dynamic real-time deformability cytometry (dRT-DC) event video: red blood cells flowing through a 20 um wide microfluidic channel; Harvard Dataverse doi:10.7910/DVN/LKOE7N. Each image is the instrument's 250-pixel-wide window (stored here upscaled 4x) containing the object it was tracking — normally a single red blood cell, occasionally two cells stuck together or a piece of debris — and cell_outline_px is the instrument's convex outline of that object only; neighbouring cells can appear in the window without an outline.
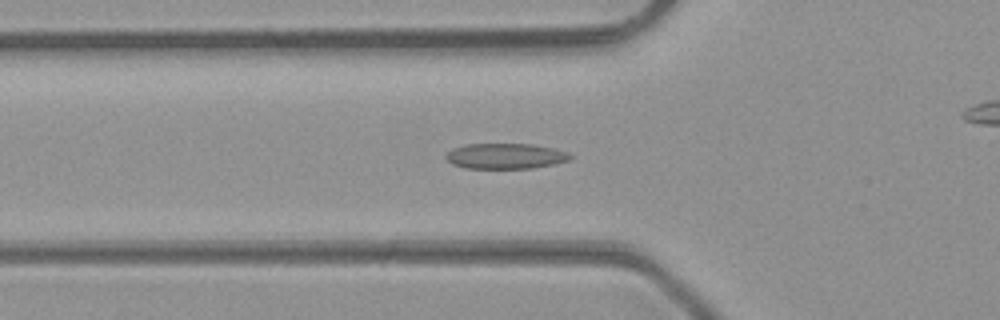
{"species": "common noctule bat (a hibernating species)", "species_latin": "Nyctalus noctula", "temperature_condition": "room temperature", "stored_images_in_passage": 48, "camera_frame_rate_fps": 3000, "um_per_image_px": 0.085, "animal": {"sex": "male", "body_mass_g": 23.1, "forearm_length_mm": 52.7}, "frame": {"image": 1, "passage_image": 17, "time_ms": 5.333, "image_size_px": [1000, 320], "cell_outline_px": [[572, 156], [568, 160], [556, 164], [532, 168], [464, 168], [452, 164], [444, 156], [452, 148], [464, 144], [532, 144], [552, 148], [568, 152]], "centroid_in_image_um": [42.94, 13.26], "position_along_channel_um": 82.9, "area_um2": 18.5}}
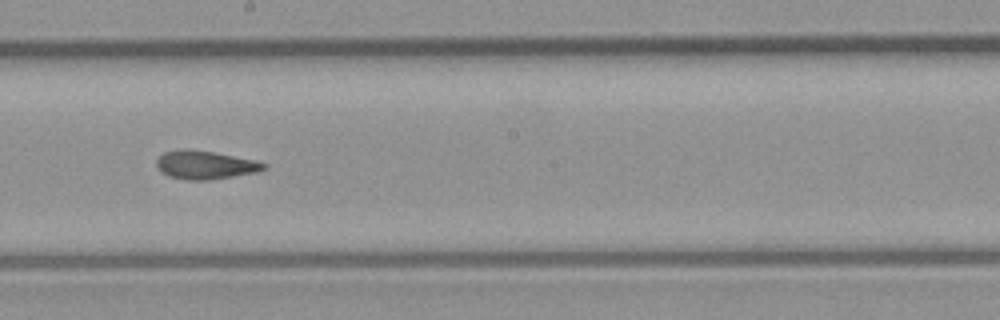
{"frame": {"image": 2, "passage_image": 27, "time_ms": 8.667, "image_size_px": [1000, 320], "cell_outline_px": [[268, 168], [256, 172], [208, 180], [184, 180], [168, 176], [160, 172], [156, 164], [156, 160], [164, 152], [188, 148], [216, 152], [256, 160], [268, 164]], "centroid_in_image_um": [17.44, 14.01], "position_along_channel_um": 230.8, "area_um2": 17.98}}
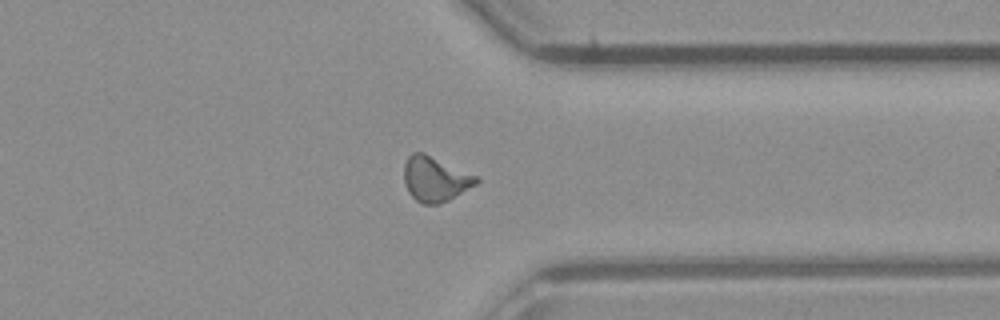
{"frame": {"image": 3, "passage_image": 37, "time_ms": 12.0, "image_size_px": [1000, 320], "cell_outline_px": [[480, 180], [476, 184], [448, 200], [440, 204], [424, 204], [416, 200], [408, 192], [404, 184], [404, 164], [408, 156], [412, 152], [424, 152], [476, 176]], "centroid_in_image_um": [36.95, 15.21], "position_along_channel_um": 374.5, "area_um2": 18.79}, "authors_computed_cell_mechanics": {"area_um2": 18.0047, "velocity_mm_per_s": 4.4019, "shape_relaxation_time_tau1_ms": null, "shape_relaxation_time_tau2_ms": 1.8305, "deformation_change_tau1": null, "deformation_change_tau2": 0.0935}}